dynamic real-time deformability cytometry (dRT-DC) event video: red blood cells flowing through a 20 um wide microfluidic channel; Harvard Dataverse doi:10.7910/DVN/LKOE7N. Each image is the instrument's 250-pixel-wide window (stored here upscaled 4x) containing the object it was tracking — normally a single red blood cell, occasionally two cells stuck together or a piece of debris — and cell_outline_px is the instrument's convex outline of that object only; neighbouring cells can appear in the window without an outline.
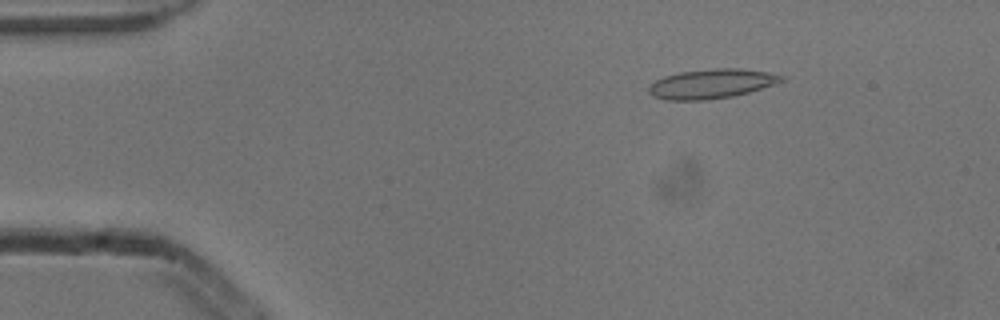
{"species": "common noctule bat (a hibernating species)", "species_latin": "Nyctalus noctula", "temperature_condition": "cold", "stored_images_in_passage": 3, "camera_frame_rate_fps": 3000, "um_per_image_px": 0.085, "animal": {"sex": "male", "body_mass_g": 13.3}, "frame": {"image": 1, "passage_image": 1, "time_ms": 0.0, "image_size_px": [1000, 320], "cell_outline_px": [[784, 80], [748, 92], [732, 96], [704, 100], [668, 100], [652, 96], [648, 92], [648, 84], [664, 76], [680, 72], [716, 68], [736, 68], [768, 72], [784, 76]], "centroid_in_image_um": [60.41, 7.12], "position_along_channel_um": 24.6, "area_um2": 22.54}}